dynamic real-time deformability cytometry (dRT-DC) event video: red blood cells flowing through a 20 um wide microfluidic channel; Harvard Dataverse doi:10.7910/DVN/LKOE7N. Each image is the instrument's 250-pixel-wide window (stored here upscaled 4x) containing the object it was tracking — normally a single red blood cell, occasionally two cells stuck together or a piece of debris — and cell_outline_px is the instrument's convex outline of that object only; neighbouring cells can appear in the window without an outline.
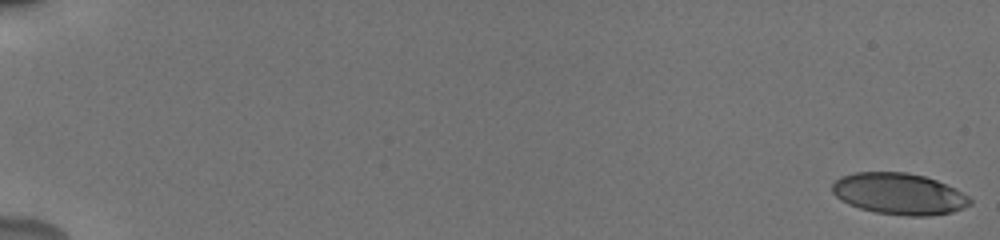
{"species": "human", "species_latin": "Homo sapiens", "temperature_condition": "cold", "stored_images_in_passage": 56, "camera_frame_rate_fps": 3000, "um_per_image_px": 0.085, "donor": {"sex": "male"}, "frame": {"image": 1, "passage_image": 1, "time_ms": 0.0, "image_size_px": [1000, 240], "cell_outline_px": [[972, 204], [964, 208], [952, 212], [928, 216], [908, 216], [876, 212], [860, 208], [848, 204], [840, 200], [832, 192], [832, 184], [840, 176], [856, 172], [908, 172], [924, 176], [936, 180], [968, 196], [972, 200]], "centroid_in_image_um": [76.4, 16.47], "position_along_channel_um": 8.6, "area_um2": 33.18}}
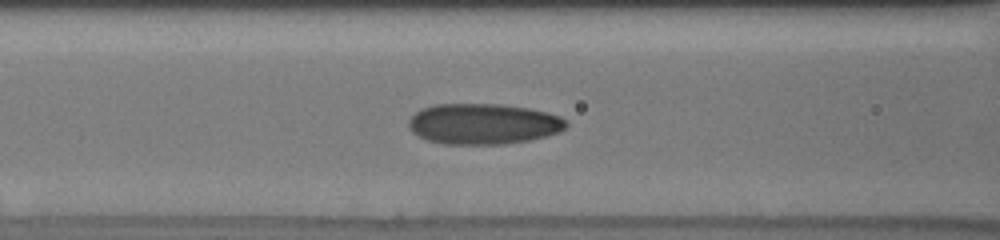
{"frame": {"image": 2, "passage_image": 26, "time_ms": 8.333, "image_size_px": [1000, 240], "cell_outline_px": [[568, 124], [560, 132], [548, 136], [528, 140], [504, 144], [444, 144], [428, 140], [412, 132], [408, 128], [408, 120], [420, 108], [436, 104], [500, 104], [528, 108], [548, 112], [560, 116], [568, 120]], "centroid_in_image_um": [41.09, 10.53], "position_along_channel_um": 125.5, "area_um2": 37.63}}
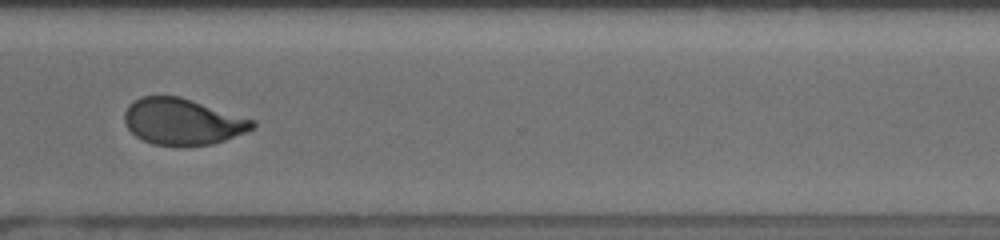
{"frame": {"image": 3, "passage_image": 44, "time_ms": 14.333, "image_size_px": [1000, 240], "cell_outline_px": [[256, 128], [224, 140], [212, 144], [180, 148], [152, 144], [136, 136], [124, 124], [124, 112], [128, 104], [140, 96], [180, 96], [256, 120]], "centroid_in_image_um": [15.51, 10.36], "position_along_channel_um": 355.1, "area_um2": 35.2}, "authors_computed_cell_mechanics": {"area_um2": 34.5644, "velocity_mm_per_s": 3.8317, "shape_relaxation_time_tau1_ms": 5.9021, "shape_relaxation_time_tau2_ms": 1.0776, "deformation_change_tau1": 0.1586, "deformation_change_tau2": 0.0694}}